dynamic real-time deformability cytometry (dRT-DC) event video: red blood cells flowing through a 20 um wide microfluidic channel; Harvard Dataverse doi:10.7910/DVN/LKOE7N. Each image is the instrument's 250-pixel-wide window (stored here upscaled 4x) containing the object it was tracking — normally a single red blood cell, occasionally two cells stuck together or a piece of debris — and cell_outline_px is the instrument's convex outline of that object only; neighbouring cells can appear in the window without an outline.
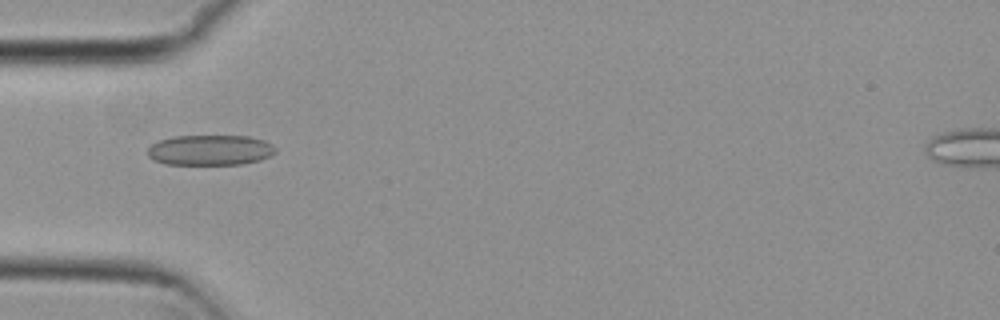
{"species": "common noctule bat (a hibernating species)", "species_latin": "Nyctalus noctula", "temperature_condition": "cold", "stored_images_in_passage": 31, "camera_frame_rate_fps": 3000, "um_per_image_px": 0.085, "animal": {"sex": "female", "body_mass_g": 29.2, "forearm_length_mm": 56.3}, "frame": {"image": 1, "passage_image": 1, "time_ms": 0.0, "image_size_px": [1000, 320], "cell_outline_px": [[276, 152], [260, 160], [240, 164], [164, 164], [148, 156], [148, 148], [152, 144], [160, 140], [172, 136], [248, 136], [264, 140], [272, 144], [276, 148]], "centroid_in_image_um": [17.87, 12.75], "position_along_channel_um": 67.1, "area_um2": 22.54}}
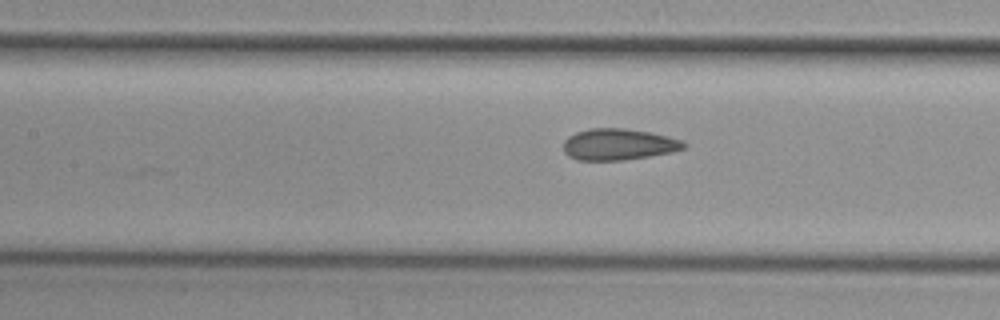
{"frame": {"image": 2, "passage_image": 8, "time_ms": 2.333, "image_size_px": [1000, 320], "cell_outline_px": [[688, 144], [684, 148], [672, 152], [624, 160], [576, 160], [568, 156], [564, 152], [564, 140], [568, 136], [576, 132], [588, 128], [624, 128], [648, 132], [668, 136], [684, 140]], "centroid_in_image_um": [52.57, 12.27], "position_along_channel_um": 154.8, "area_um2": 22.14}}
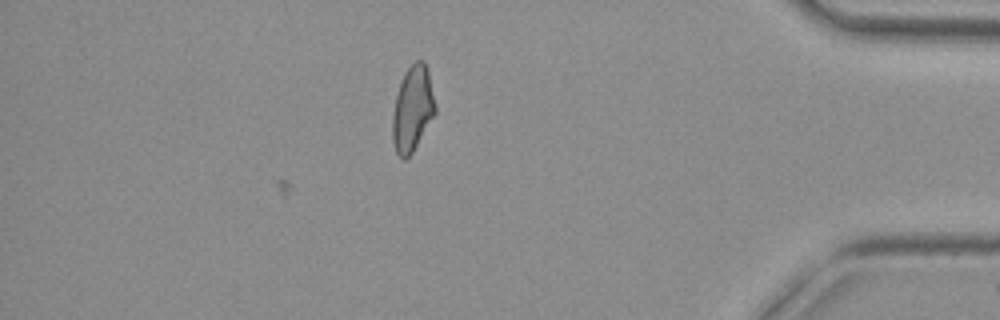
{"frame": {"image": 3, "passage_image": 31, "time_ms": 10.0, "image_size_px": [1000, 320], "cell_outline_px": [[436, 112], [412, 152], [404, 160], [396, 152], [392, 140], [392, 116], [396, 96], [400, 80], [404, 72], [416, 60], [424, 60], [428, 68], [436, 108]], "centroid_in_image_um": [35.06, 9.21], "position_along_channel_um": 400.1, "area_um2": 21.21}}